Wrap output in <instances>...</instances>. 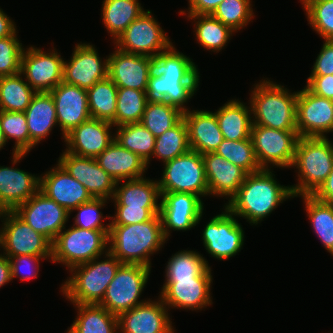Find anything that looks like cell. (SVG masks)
<instances>
[{"label":"cell","instance_id":"1","mask_svg":"<svg viewBox=\"0 0 333 333\" xmlns=\"http://www.w3.org/2000/svg\"><path fill=\"white\" fill-rule=\"evenodd\" d=\"M198 74L191 59L176 51L171 45L166 51L150 57L147 102H167L186 112L188 109L183 105L194 95L198 87Z\"/></svg>","mask_w":333,"mask_h":333},{"label":"cell","instance_id":"2","mask_svg":"<svg viewBox=\"0 0 333 333\" xmlns=\"http://www.w3.org/2000/svg\"><path fill=\"white\" fill-rule=\"evenodd\" d=\"M289 197H294L291 187L281 186L269 169H261L246 176L225 207L234 216L239 215L257 224Z\"/></svg>","mask_w":333,"mask_h":333},{"label":"cell","instance_id":"3","mask_svg":"<svg viewBox=\"0 0 333 333\" xmlns=\"http://www.w3.org/2000/svg\"><path fill=\"white\" fill-rule=\"evenodd\" d=\"M110 252L121 263L140 264L151 268L150 255L161 249L166 239L161 216L130 225H110L108 234Z\"/></svg>","mask_w":333,"mask_h":333},{"label":"cell","instance_id":"4","mask_svg":"<svg viewBox=\"0 0 333 333\" xmlns=\"http://www.w3.org/2000/svg\"><path fill=\"white\" fill-rule=\"evenodd\" d=\"M300 180L291 186L294 197L312 195L326 180L333 168V145L327 137H299L294 160Z\"/></svg>","mask_w":333,"mask_h":333},{"label":"cell","instance_id":"5","mask_svg":"<svg viewBox=\"0 0 333 333\" xmlns=\"http://www.w3.org/2000/svg\"><path fill=\"white\" fill-rule=\"evenodd\" d=\"M251 95L253 125L278 130H297V92L291 94L283 86L264 80L256 84ZM289 92V93H288Z\"/></svg>","mask_w":333,"mask_h":333},{"label":"cell","instance_id":"6","mask_svg":"<svg viewBox=\"0 0 333 333\" xmlns=\"http://www.w3.org/2000/svg\"><path fill=\"white\" fill-rule=\"evenodd\" d=\"M106 252L107 260L97 262L99 258H95L70 269L74 273L63 284L62 292L73 304L101 303L106 288L122 264L114 255Z\"/></svg>","mask_w":333,"mask_h":333},{"label":"cell","instance_id":"7","mask_svg":"<svg viewBox=\"0 0 333 333\" xmlns=\"http://www.w3.org/2000/svg\"><path fill=\"white\" fill-rule=\"evenodd\" d=\"M109 230H88L73 226L63 230L52 242L53 262L65 263L72 269L103 254L109 243Z\"/></svg>","mask_w":333,"mask_h":333},{"label":"cell","instance_id":"8","mask_svg":"<svg viewBox=\"0 0 333 333\" xmlns=\"http://www.w3.org/2000/svg\"><path fill=\"white\" fill-rule=\"evenodd\" d=\"M158 186L160 193L184 192L198 196L208 195V183L202 154L190 149L166 162Z\"/></svg>","mask_w":333,"mask_h":333},{"label":"cell","instance_id":"9","mask_svg":"<svg viewBox=\"0 0 333 333\" xmlns=\"http://www.w3.org/2000/svg\"><path fill=\"white\" fill-rule=\"evenodd\" d=\"M150 274V268L140 264L122 263L106 288L99 304L118 316L145 301H138Z\"/></svg>","mask_w":333,"mask_h":333},{"label":"cell","instance_id":"10","mask_svg":"<svg viewBox=\"0 0 333 333\" xmlns=\"http://www.w3.org/2000/svg\"><path fill=\"white\" fill-rule=\"evenodd\" d=\"M0 216L6 217L4 227L0 230V247L5 249L6 257H52V242L47 237L33 230L14 211H2Z\"/></svg>","mask_w":333,"mask_h":333},{"label":"cell","instance_id":"11","mask_svg":"<svg viewBox=\"0 0 333 333\" xmlns=\"http://www.w3.org/2000/svg\"><path fill=\"white\" fill-rule=\"evenodd\" d=\"M250 137L262 169H268V163L277 167L292 165L300 137L297 130H278L252 125Z\"/></svg>","mask_w":333,"mask_h":333},{"label":"cell","instance_id":"12","mask_svg":"<svg viewBox=\"0 0 333 333\" xmlns=\"http://www.w3.org/2000/svg\"><path fill=\"white\" fill-rule=\"evenodd\" d=\"M115 41L116 48L123 52L148 57L157 56L172 45L150 10L135 19Z\"/></svg>","mask_w":333,"mask_h":333},{"label":"cell","instance_id":"13","mask_svg":"<svg viewBox=\"0 0 333 333\" xmlns=\"http://www.w3.org/2000/svg\"><path fill=\"white\" fill-rule=\"evenodd\" d=\"M14 212L33 230L41 233L53 242L65 229L70 213L55 201L38 190L26 202L19 205Z\"/></svg>","mask_w":333,"mask_h":333},{"label":"cell","instance_id":"14","mask_svg":"<svg viewBox=\"0 0 333 333\" xmlns=\"http://www.w3.org/2000/svg\"><path fill=\"white\" fill-rule=\"evenodd\" d=\"M296 127L300 137H326L333 131V100L312 93L306 86L297 92Z\"/></svg>","mask_w":333,"mask_h":333},{"label":"cell","instance_id":"15","mask_svg":"<svg viewBox=\"0 0 333 333\" xmlns=\"http://www.w3.org/2000/svg\"><path fill=\"white\" fill-rule=\"evenodd\" d=\"M63 65L56 50L46 53L31 46L23 50L20 73L25 74L26 82L36 93L50 92L62 82Z\"/></svg>","mask_w":333,"mask_h":333},{"label":"cell","instance_id":"16","mask_svg":"<svg viewBox=\"0 0 333 333\" xmlns=\"http://www.w3.org/2000/svg\"><path fill=\"white\" fill-rule=\"evenodd\" d=\"M244 231L225 207V212L213 217L203 230V243L209 254L217 259L236 255L243 245Z\"/></svg>","mask_w":333,"mask_h":333},{"label":"cell","instance_id":"17","mask_svg":"<svg viewBox=\"0 0 333 333\" xmlns=\"http://www.w3.org/2000/svg\"><path fill=\"white\" fill-rule=\"evenodd\" d=\"M161 197L160 216L165 239H168L170 229L187 230L199 223L204 209L200 196L174 192L161 193Z\"/></svg>","mask_w":333,"mask_h":333},{"label":"cell","instance_id":"18","mask_svg":"<svg viewBox=\"0 0 333 333\" xmlns=\"http://www.w3.org/2000/svg\"><path fill=\"white\" fill-rule=\"evenodd\" d=\"M58 163L78 180L93 198H113L116 181L98 165L95 158L81 157L65 151Z\"/></svg>","mask_w":333,"mask_h":333},{"label":"cell","instance_id":"19","mask_svg":"<svg viewBox=\"0 0 333 333\" xmlns=\"http://www.w3.org/2000/svg\"><path fill=\"white\" fill-rule=\"evenodd\" d=\"M97 53L90 44L75 46L70 62L64 61L62 81L87 90L108 77V59L102 62Z\"/></svg>","mask_w":333,"mask_h":333},{"label":"cell","instance_id":"20","mask_svg":"<svg viewBox=\"0 0 333 333\" xmlns=\"http://www.w3.org/2000/svg\"><path fill=\"white\" fill-rule=\"evenodd\" d=\"M49 93L55 103L57 122L63 137L91 118L86 89L62 81Z\"/></svg>","mask_w":333,"mask_h":333},{"label":"cell","instance_id":"21","mask_svg":"<svg viewBox=\"0 0 333 333\" xmlns=\"http://www.w3.org/2000/svg\"><path fill=\"white\" fill-rule=\"evenodd\" d=\"M211 282L212 275L209 267L196 279L165 282L160 299L168 307L171 305L170 307L199 310L212 303L210 297Z\"/></svg>","mask_w":333,"mask_h":333},{"label":"cell","instance_id":"22","mask_svg":"<svg viewBox=\"0 0 333 333\" xmlns=\"http://www.w3.org/2000/svg\"><path fill=\"white\" fill-rule=\"evenodd\" d=\"M162 299L146 301L122 312L118 317V329L122 333H174Z\"/></svg>","mask_w":333,"mask_h":333},{"label":"cell","instance_id":"23","mask_svg":"<svg viewBox=\"0 0 333 333\" xmlns=\"http://www.w3.org/2000/svg\"><path fill=\"white\" fill-rule=\"evenodd\" d=\"M112 125L109 121L88 119L64 137L68 145L66 151L81 157L96 158L115 140L110 135Z\"/></svg>","mask_w":333,"mask_h":333},{"label":"cell","instance_id":"24","mask_svg":"<svg viewBox=\"0 0 333 333\" xmlns=\"http://www.w3.org/2000/svg\"><path fill=\"white\" fill-rule=\"evenodd\" d=\"M57 165L40 178L39 190L71 213L73 209L93 197L59 163Z\"/></svg>","mask_w":333,"mask_h":333},{"label":"cell","instance_id":"25","mask_svg":"<svg viewBox=\"0 0 333 333\" xmlns=\"http://www.w3.org/2000/svg\"><path fill=\"white\" fill-rule=\"evenodd\" d=\"M107 59L108 77L117 87L147 90L150 57L126 53L117 48Z\"/></svg>","mask_w":333,"mask_h":333},{"label":"cell","instance_id":"26","mask_svg":"<svg viewBox=\"0 0 333 333\" xmlns=\"http://www.w3.org/2000/svg\"><path fill=\"white\" fill-rule=\"evenodd\" d=\"M202 157L209 195L232 198L238 192L248 173L215 152L202 154Z\"/></svg>","mask_w":333,"mask_h":333},{"label":"cell","instance_id":"27","mask_svg":"<svg viewBox=\"0 0 333 333\" xmlns=\"http://www.w3.org/2000/svg\"><path fill=\"white\" fill-rule=\"evenodd\" d=\"M40 178L23 170L0 166V212L14 211L38 190Z\"/></svg>","mask_w":333,"mask_h":333},{"label":"cell","instance_id":"28","mask_svg":"<svg viewBox=\"0 0 333 333\" xmlns=\"http://www.w3.org/2000/svg\"><path fill=\"white\" fill-rule=\"evenodd\" d=\"M193 111L183 113L190 148L200 154L215 152L224 139L216 115L209 111Z\"/></svg>","mask_w":333,"mask_h":333},{"label":"cell","instance_id":"29","mask_svg":"<svg viewBox=\"0 0 333 333\" xmlns=\"http://www.w3.org/2000/svg\"><path fill=\"white\" fill-rule=\"evenodd\" d=\"M95 159L116 182L142 178L147 170L145 160L115 140Z\"/></svg>","mask_w":333,"mask_h":333},{"label":"cell","instance_id":"30","mask_svg":"<svg viewBox=\"0 0 333 333\" xmlns=\"http://www.w3.org/2000/svg\"><path fill=\"white\" fill-rule=\"evenodd\" d=\"M30 135V150L36 146L57 122L55 103L49 92L36 93L25 110Z\"/></svg>","mask_w":333,"mask_h":333},{"label":"cell","instance_id":"31","mask_svg":"<svg viewBox=\"0 0 333 333\" xmlns=\"http://www.w3.org/2000/svg\"><path fill=\"white\" fill-rule=\"evenodd\" d=\"M116 182L112 199L116 206H128V208H160L157 200L161 197L158 181L138 178L127 180L120 188Z\"/></svg>","mask_w":333,"mask_h":333},{"label":"cell","instance_id":"32","mask_svg":"<svg viewBox=\"0 0 333 333\" xmlns=\"http://www.w3.org/2000/svg\"><path fill=\"white\" fill-rule=\"evenodd\" d=\"M250 110L240 101L230 100L219 108L216 115L223 138L227 140H244L251 138L253 122Z\"/></svg>","mask_w":333,"mask_h":333},{"label":"cell","instance_id":"33","mask_svg":"<svg viewBox=\"0 0 333 333\" xmlns=\"http://www.w3.org/2000/svg\"><path fill=\"white\" fill-rule=\"evenodd\" d=\"M74 305L78 308V317L67 333H115L118 330V317L99 304Z\"/></svg>","mask_w":333,"mask_h":333},{"label":"cell","instance_id":"34","mask_svg":"<svg viewBox=\"0 0 333 333\" xmlns=\"http://www.w3.org/2000/svg\"><path fill=\"white\" fill-rule=\"evenodd\" d=\"M102 5L104 25L115 40L145 12L137 0H104Z\"/></svg>","mask_w":333,"mask_h":333},{"label":"cell","instance_id":"35","mask_svg":"<svg viewBox=\"0 0 333 333\" xmlns=\"http://www.w3.org/2000/svg\"><path fill=\"white\" fill-rule=\"evenodd\" d=\"M117 90L118 87L109 77L87 89L91 118L109 121L115 125Z\"/></svg>","mask_w":333,"mask_h":333},{"label":"cell","instance_id":"36","mask_svg":"<svg viewBox=\"0 0 333 333\" xmlns=\"http://www.w3.org/2000/svg\"><path fill=\"white\" fill-rule=\"evenodd\" d=\"M21 73L0 77V110L25 112L36 92L22 80Z\"/></svg>","mask_w":333,"mask_h":333},{"label":"cell","instance_id":"37","mask_svg":"<svg viewBox=\"0 0 333 333\" xmlns=\"http://www.w3.org/2000/svg\"><path fill=\"white\" fill-rule=\"evenodd\" d=\"M0 127L5 140H16L13 152V164L21 160L30 151V135L25 112H10L0 110Z\"/></svg>","mask_w":333,"mask_h":333},{"label":"cell","instance_id":"38","mask_svg":"<svg viewBox=\"0 0 333 333\" xmlns=\"http://www.w3.org/2000/svg\"><path fill=\"white\" fill-rule=\"evenodd\" d=\"M117 128V135L114 136L115 141L122 147L139 155L147 162L148 166L149 159L153 155L156 137L140 122L117 126Z\"/></svg>","mask_w":333,"mask_h":333},{"label":"cell","instance_id":"39","mask_svg":"<svg viewBox=\"0 0 333 333\" xmlns=\"http://www.w3.org/2000/svg\"><path fill=\"white\" fill-rule=\"evenodd\" d=\"M307 215L315 233L326 250L333 255V205L316 199L313 195H301Z\"/></svg>","mask_w":333,"mask_h":333},{"label":"cell","instance_id":"40","mask_svg":"<svg viewBox=\"0 0 333 333\" xmlns=\"http://www.w3.org/2000/svg\"><path fill=\"white\" fill-rule=\"evenodd\" d=\"M188 127L184 118L155 138L153 156L164 163L189 151Z\"/></svg>","mask_w":333,"mask_h":333},{"label":"cell","instance_id":"41","mask_svg":"<svg viewBox=\"0 0 333 333\" xmlns=\"http://www.w3.org/2000/svg\"><path fill=\"white\" fill-rule=\"evenodd\" d=\"M146 104V91L118 87L115 126L141 122Z\"/></svg>","mask_w":333,"mask_h":333},{"label":"cell","instance_id":"42","mask_svg":"<svg viewBox=\"0 0 333 333\" xmlns=\"http://www.w3.org/2000/svg\"><path fill=\"white\" fill-rule=\"evenodd\" d=\"M188 17L198 20L195 29L196 37L206 50L220 51L234 32L212 15H188Z\"/></svg>","mask_w":333,"mask_h":333},{"label":"cell","instance_id":"43","mask_svg":"<svg viewBox=\"0 0 333 333\" xmlns=\"http://www.w3.org/2000/svg\"><path fill=\"white\" fill-rule=\"evenodd\" d=\"M209 265L204 257L195 251H181L170 258L166 266V281L196 279L202 275Z\"/></svg>","mask_w":333,"mask_h":333},{"label":"cell","instance_id":"44","mask_svg":"<svg viewBox=\"0 0 333 333\" xmlns=\"http://www.w3.org/2000/svg\"><path fill=\"white\" fill-rule=\"evenodd\" d=\"M183 113L175 106L165 103L147 102L141 124L146 127L155 137L176 125L182 118Z\"/></svg>","mask_w":333,"mask_h":333},{"label":"cell","instance_id":"45","mask_svg":"<svg viewBox=\"0 0 333 333\" xmlns=\"http://www.w3.org/2000/svg\"><path fill=\"white\" fill-rule=\"evenodd\" d=\"M215 153L241 167L248 174L262 169L257 161L251 138L236 141L223 139Z\"/></svg>","mask_w":333,"mask_h":333},{"label":"cell","instance_id":"46","mask_svg":"<svg viewBox=\"0 0 333 333\" xmlns=\"http://www.w3.org/2000/svg\"><path fill=\"white\" fill-rule=\"evenodd\" d=\"M250 0H224L212 16L233 31L241 29L253 18Z\"/></svg>","mask_w":333,"mask_h":333},{"label":"cell","instance_id":"47","mask_svg":"<svg viewBox=\"0 0 333 333\" xmlns=\"http://www.w3.org/2000/svg\"><path fill=\"white\" fill-rule=\"evenodd\" d=\"M305 11L313 29L325 40H333V0L311 3Z\"/></svg>","mask_w":333,"mask_h":333},{"label":"cell","instance_id":"48","mask_svg":"<svg viewBox=\"0 0 333 333\" xmlns=\"http://www.w3.org/2000/svg\"><path fill=\"white\" fill-rule=\"evenodd\" d=\"M12 36L0 39V77L15 75L20 72L22 44Z\"/></svg>","mask_w":333,"mask_h":333},{"label":"cell","instance_id":"49","mask_svg":"<svg viewBox=\"0 0 333 333\" xmlns=\"http://www.w3.org/2000/svg\"><path fill=\"white\" fill-rule=\"evenodd\" d=\"M106 201V198H92L73 209L79 211L73 226L88 230H110V224L107 227L102 224L103 214L99 211Z\"/></svg>","mask_w":333,"mask_h":333},{"label":"cell","instance_id":"50","mask_svg":"<svg viewBox=\"0 0 333 333\" xmlns=\"http://www.w3.org/2000/svg\"><path fill=\"white\" fill-rule=\"evenodd\" d=\"M117 212L110 225H130L151 220L160 214V208H128V206H115Z\"/></svg>","mask_w":333,"mask_h":333},{"label":"cell","instance_id":"51","mask_svg":"<svg viewBox=\"0 0 333 333\" xmlns=\"http://www.w3.org/2000/svg\"><path fill=\"white\" fill-rule=\"evenodd\" d=\"M10 261V266H11V275L12 279L21 276L20 279L22 281L24 280H29L30 278H37V273L39 271V259L43 258H51V257H40V256H33V255H20V256H14V257H8ZM33 262V263H32ZM35 265L34 272L33 266ZM37 264V265H36ZM23 267H27L29 269V275L26 273L21 272ZM33 271V273H31ZM22 273V274H21ZM31 273V274H30ZM25 274V275H24ZM23 275V276H22Z\"/></svg>","mask_w":333,"mask_h":333},{"label":"cell","instance_id":"52","mask_svg":"<svg viewBox=\"0 0 333 333\" xmlns=\"http://www.w3.org/2000/svg\"><path fill=\"white\" fill-rule=\"evenodd\" d=\"M313 67L311 75H333V40H325Z\"/></svg>","mask_w":333,"mask_h":333},{"label":"cell","instance_id":"53","mask_svg":"<svg viewBox=\"0 0 333 333\" xmlns=\"http://www.w3.org/2000/svg\"><path fill=\"white\" fill-rule=\"evenodd\" d=\"M306 87L318 96L333 100V75H311Z\"/></svg>","mask_w":333,"mask_h":333},{"label":"cell","instance_id":"54","mask_svg":"<svg viewBox=\"0 0 333 333\" xmlns=\"http://www.w3.org/2000/svg\"><path fill=\"white\" fill-rule=\"evenodd\" d=\"M224 0H189L188 15H212Z\"/></svg>","mask_w":333,"mask_h":333},{"label":"cell","instance_id":"55","mask_svg":"<svg viewBox=\"0 0 333 333\" xmlns=\"http://www.w3.org/2000/svg\"><path fill=\"white\" fill-rule=\"evenodd\" d=\"M312 195L322 202L333 205V168L326 180Z\"/></svg>","mask_w":333,"mask_h":333},{"label":"cell","instance_id":"56","mask_svg":"<svg viewBox=\"0 0 333 333\" xmlns=\"http://www.w3.org/2000/svg\"><path fill=\"white\" fill-rule=\"evenodd\" d=\"M14 22L0 9V39L16 33Z\"/></svg>","mask_w":333,"mask_h":333},{"label":"cell","instance_id":"57","mask_svg":"<svg viewBox=\"0 0 333 333\" xmlns=\"http://www.w3.org/2000/svg\"><path fill=\"white\" fill-rule=\"evenodd\" d=\"M12 280L11 266L9 258L0 255V287Z\"/></svg>","mask_w":333,"mask_h":333},{"label":"cell","instance_id":"58","mask_svg":"<svg viewBox=\"0 0 333 333\" xmlns=\"http://www.w3.org/2000/svg\"><path fill=\"white\" fill-rule=\"evenodd\" d=\"M304 4V9H306L311 3L320 2V1H327V0H301Z\"/></svg>","mask_w":333,"mask_h":333},{"label":"cell","instance_id":"59","mask_svg":"<svg viewBox=\"0 0 333 333\" xmlns=\"http://www.w3.org/2000/svg\"><path fill=\"white\" fill-rule=\"evenodd\" d=\"M5 140H4V137H3V134H2V130H1V127H0V149L3 148V146L5 145Z\"/></svg>","mask_w":333,"mask_h":333}]
</instances>
